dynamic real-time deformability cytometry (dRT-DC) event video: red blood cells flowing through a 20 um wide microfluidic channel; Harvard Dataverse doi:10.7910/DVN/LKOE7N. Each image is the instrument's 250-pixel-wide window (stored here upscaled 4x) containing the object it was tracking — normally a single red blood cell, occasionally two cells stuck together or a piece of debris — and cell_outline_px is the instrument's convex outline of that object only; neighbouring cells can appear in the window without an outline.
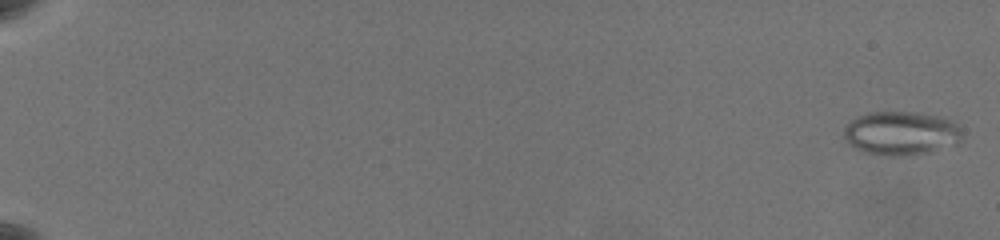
{"species": "common noctule bat (a hibernating species)", "species_latin": "Nyctalus noctula", "temperature_condition": "warm", "stored_images_in_passage": 63, "camera_frame_rate_fps": 3000, "um_per_image_px": 0.085, "animal": {"sex": "female", "body_mass_g": 19.5, "forearm_length_mm": 54.1}, "frame": {"image": 1, "passage_image": 2, "time_ms": 0.333, "image_size_px": [1000, 240], "cell_outline_px": [[960, 140], [956, 144], [928, 152], [892, 156], [868, 152], [856, 148], [844, 136], [844, 128], [856, 116], [868, 112], [916, 112], [940, 116], [952, 120], [960, 128]], "centroid_in_image_um": [76.61, 11.29], "position_along_channel_um": 8.4, "area_um2": 29.65}}
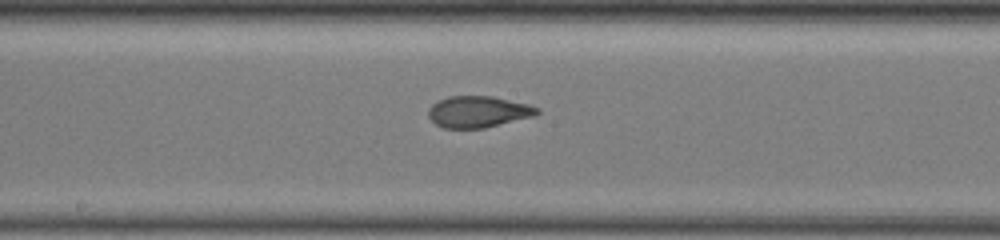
{"frame": {"image": 2, "passage_image": 38, "time_ms": 12.333, "image_size_px": [1000, 240], "cell_outline_px": [[540, 112], [532, 116], [484, 128], [444, 128], [436, 124], [428, 116], [428, 108], [436, 100], [448, 96], [492, 96], [528, 104], [540, 108]], "centroid_in_image_um": [40.61, 9.49], "position_along_channel_um": 207.6, "area_um2": 19.88}}
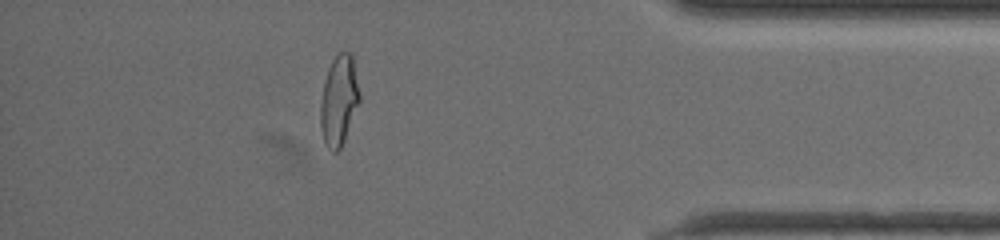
{"frame": {"image": 3, "passage_image": 57, "time_ms": 18.667, "image_size_px": [1000, 240], "cell_outline_px": [[360, 100], [344, 140], [340, 148], [336, 152], [332, 152], [324, 144], [320, 128], [320, 104], [324, 84], [328, 68], [332, 60], [340, 52], [352, 52], [360, 96]], "centroid_in_image_um": [28.8, 8.55], "position_along_channel_um": 406.4, "area_um2": 20.46}, "authors_computed_cell_mechanics": {"area_um2": 21.3282, "velocity_mm_per_s": 3.5788, "shape_relaxation_time_tau1_ms": null, "shape_relaxation_time_tau2_ms": 1.2953, "deformation_change_tau1": null, "deformation_change_tau2": 0.0807}}